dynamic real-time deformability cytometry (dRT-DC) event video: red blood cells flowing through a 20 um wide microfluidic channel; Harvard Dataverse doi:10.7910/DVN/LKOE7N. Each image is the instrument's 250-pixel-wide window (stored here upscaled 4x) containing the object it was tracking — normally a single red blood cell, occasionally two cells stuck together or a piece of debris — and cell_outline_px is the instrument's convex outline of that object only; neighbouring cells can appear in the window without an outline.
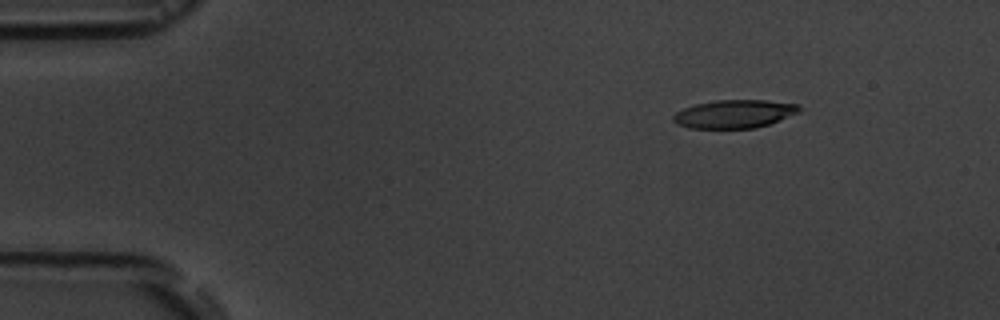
{"species": "common noctule bat (a hibernating species)", "species_latin": "Nyctalus noctula", "temperature_condition": "room temperature", "stored_images_in_passage": 5, "camera_frame_rate_fps": 3000, "um_per_image_px": 0.085, "animal": {"sex": "male", "body_mass_g": 19.5, "forearm_length_mm": 54.6}, "frame": {"image": 1, "passage_image": 1, "time_ms": 0.0, "image_size_px": [1000, 320], "cell_outline_px": [[804, 108], [800, 112], [780, 120], [756, 128], [688, 128], [676, 124], [672, 120], [672, 116], [676, 112], [684, 108], [696, 104], [716, 100], [764, 100], [796, 104]], "centroid_in_image_um": [62.42, 9.69], "position_along_channel_um": 22.6, "area_um2": 20.81}}
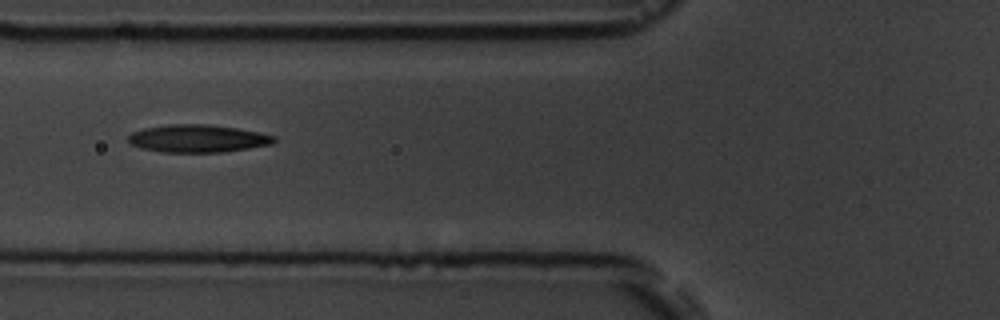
{"frame": {"image": 2, "passage_image": 4, "time_ms": 4.667, "image_size_px": [1000, 320], "cell_outline_px": [[276, 140], [272, 144], [224, 152], [160, 152], [140, 148], [132, 144], [128, 140], [128, 136], [132, 132], [144, 128], [168, 124], [208, 124], [236, 128], [260, 132], [276, 136]], "centroid_in_image_um": [16.81, 11.77], "position_along_channel_um": 109.0, "area_um2": 23.58}}
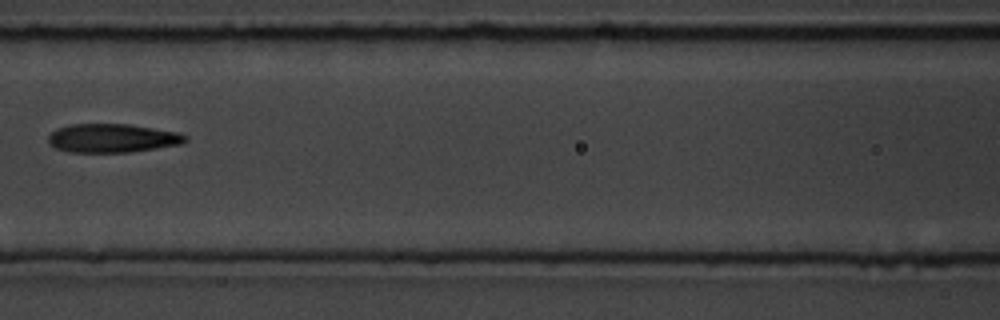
{"frame": {"image": 3, "passage_image": 5, "time_ms": 6.0, "image_size_px": [1000, 320], "cell_outline_px": [[188, 140], [180, 144], [156, 148], [128, 152], [72, 152], [56, 148], [48, 144], [48, 136], [56, 128], [72, 124], [128, 124], [176, 132], [188, 136]], "centroid_in_image_um": [9.52, 11.74], "position_along_channel_um": 157.1, "area_um2": 22.77}}